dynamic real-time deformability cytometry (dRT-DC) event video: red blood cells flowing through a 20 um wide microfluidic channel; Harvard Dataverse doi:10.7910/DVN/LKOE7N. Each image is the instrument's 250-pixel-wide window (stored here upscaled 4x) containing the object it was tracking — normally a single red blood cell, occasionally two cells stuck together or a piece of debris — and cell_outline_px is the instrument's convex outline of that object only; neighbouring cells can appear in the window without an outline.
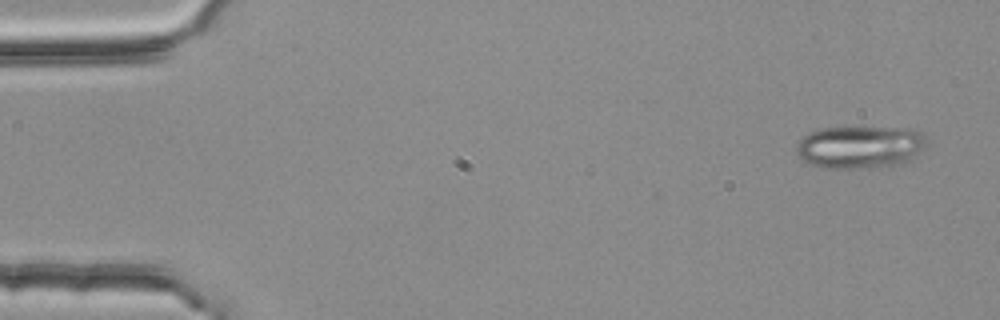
{"species": "common noctule bat (a hibernating species)", "species_latin": "Nyctalus noctula", "temperature_condition": "room temperature", "stored_images_in_passage": 4, "camera_frame_rate_fps": 3000, "um_per_image_px": 0.085, "animal": {"sex": "female", "body_mass_g": 25.1}, "frame": {"image": 1, "passage_image": 1, "time_ms": 0.0, "image_size_px": [1000, 320], "cell_outline_px": [[928, 144], [924, 148], [904, 164], [892, 168], [820, 168], [804, 160], [796, 152], [796, 144], [808, 132], [820, 128], [916, 128], [924, 136]], "centroid_in_image_um": [73.15, 12.52], "position_along_channel_um": 11.9, "area_um2": 32.83}}